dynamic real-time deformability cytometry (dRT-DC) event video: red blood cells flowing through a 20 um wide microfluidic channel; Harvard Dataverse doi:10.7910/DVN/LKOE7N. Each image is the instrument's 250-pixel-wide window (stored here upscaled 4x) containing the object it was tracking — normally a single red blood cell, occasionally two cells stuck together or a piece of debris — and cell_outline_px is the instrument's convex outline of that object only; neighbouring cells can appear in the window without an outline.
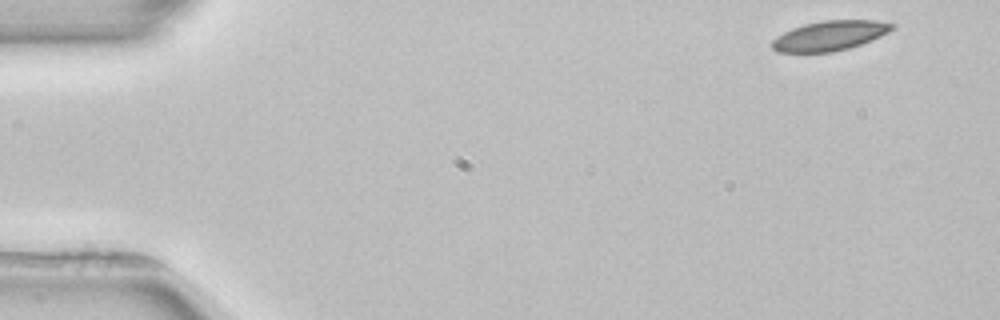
{"species": "common noctule bat (a hibernating species)", "species_latin": "Nyctalus noctula", "temperature_condition": "room temperature", "stored_images_in_passage": 3, "camera_frame_rate_fps": 3000, "um_per_image_px": 0.085, "animal": {"sex": "female", "body_mass_g": 22.7, "forearm_length_mm": 54.2}, "frame": {"image": 1, "passage_image": 1, "time_ms": 0.0, "image_size_px": [1000, 320], "cell_outline_px": [[896, 28], [880, 36], [860, 44], [848, 48], [832, 52], [776, 52], [772, 48], [772, 40], [776, 36], [792, 28], [804, 24], [824, 20], [876, 20], [896, 24]], "centroid_in_image_um": [70.53, 3.02], "position_along_channel_um": 14.5, "area_um2": 20.81}}